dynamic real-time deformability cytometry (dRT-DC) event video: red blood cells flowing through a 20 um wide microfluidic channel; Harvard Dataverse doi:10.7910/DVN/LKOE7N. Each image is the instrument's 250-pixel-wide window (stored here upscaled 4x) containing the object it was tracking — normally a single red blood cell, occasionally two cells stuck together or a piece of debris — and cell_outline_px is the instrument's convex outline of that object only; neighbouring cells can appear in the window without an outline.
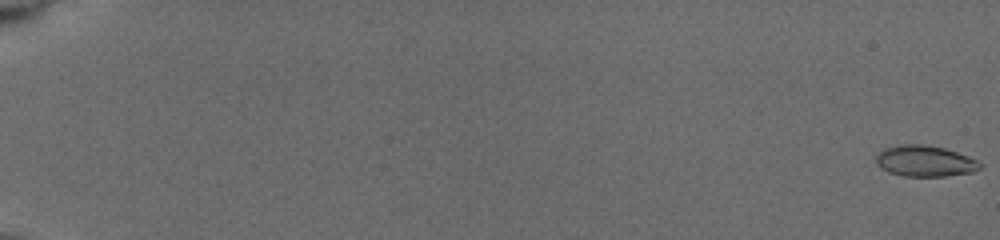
{"species": "common noctule bat (a hibernating species)", "species_latin": "Nyctalus noctula", "temperature_condition": "cold", "stored_images_in_passage": 58, "camera_frame_rate_fps": 3000, "um_per_image_px": 0.085, "animal": {"sex": "female", "body_mass_g": 19.5, "forearm_length_mm": 54.1}, "frame": {"image": 1, "passage_image": 1, "time_ms": 0.0, "image_size_px": [1000, 240], "cell_outline_px": [[984, 164], [980, 168], [972, 172], [944, 176], [904, 176], [888, 172], [880, 168], [876, 164], [876, 156], [884, 148], [900, 144], [924, 144], [944, 148], [968, 156]], "centroid_in_image_um": [78.6, 13.69], "position_along_channel_um": 6.4, "area_um2": 18.84}}
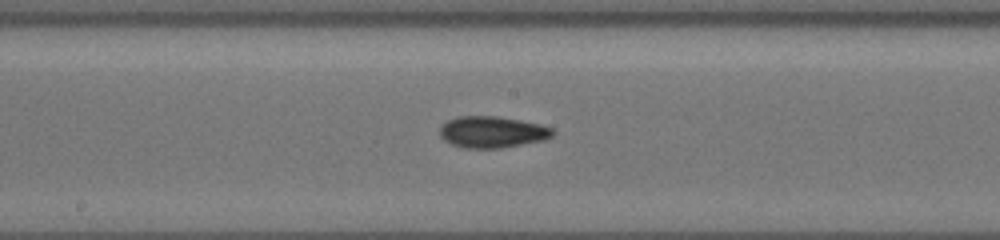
{"frame": {"image": 2, "passage_image": 34, "time_ms": 11.0, "image_size_px": [1000, 240], "cell_outline_px": [[556, 132], [552, 136], [544, 140], [500, 148], [464, 148], [452, 144], [444, 140], [440, 136], [440, 128], [448, 120], [456, 116], [496, 116], [520, 120], [540, 124], [552, 128]], "centroid_in_image_um": [41.85, 11.22], "position_along_channel_um": 206.4, "area_um2": 20.69}}
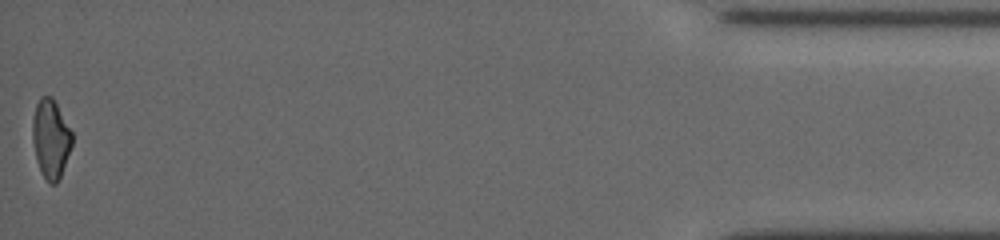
{"frame": {"image": 3, "passage_image": 58, "time_ms": 19.0, "image_size_px": [1000, 240], "cell_outline_px": [[72, 144], [60, 176], [56, 184], [48, 184], [36, 160], [32, 140], [32, 120], [36, 104], [40, 96], [52, 96], [72, 132]], "centroid_in_image_um": [4.29, 11.77], "position_along_channel_um": 430.9, "area_um2": 18.03}, "authors_computed_cell_mechanics": {"area_um2": 18.8139, "velocity_mm_per_s": 3.7696, "shape_relaxation_time_tau1_ms": 3.9409, "shape_relaxation_time_tau2_ms": 4.3904, "deformation_change_tau1": 0.1152, "deformation_change_tau2": 0.1001}}